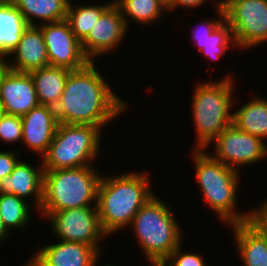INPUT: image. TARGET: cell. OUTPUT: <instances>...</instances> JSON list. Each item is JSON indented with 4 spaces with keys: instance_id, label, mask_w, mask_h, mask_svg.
<instances>
[{
    "instance_id": "39",
    "label": "cell",
    "mask_w": 267,
    "mask_h": 266,
    "mask_svg": "<svg viewBox=\"0 0 267 266\" xmlns=\"http://www.w3.org/2000/svg\"><path fill=\"white\" fill-rule=\"evenodd\" d=\"M98 264V260L95 262L94 266H96ZM103 266H116V265H103Z\"/></svg>"
},
{
    "instance_id": "27",
    "label": "cell",
    "mask_w": 267,
    "mask_h": 266,
    "mask_svg": "<svg viewBox=\"0 0 267 266\" xmlns=\"http://www.w3.org/2000/svg\"><path fill=\"white\" fill-rule=\"evenodd\" d=\"M0 139L10 144L22 141V118L5 114L0 120Z\"/></svg>"
},
{
    "instance_id": "25",
    "label": "cell",
    "mask_w": 267,
    "mask_h": 266,
    "mask_svg": "<svg viewBox=\"0 0 267 266\" xmlns=\"http://www.w3.org/2000/svg\"><path fill=\"white\" fill-rule=\"evenodd\" d=\"M30 208L28 201L14 194H0V217L10 233L13 228L21 230L29 225Z\"/></svg>"
},
{
    "instance_id": "22",
    "label": "cell",
    "mask_w": 267,
    "mask_h": 266,
    "mask_svg": "<svg viewBox=\"0 0 267 266\" xmlns=\"http://www.w3.org/2000/svg\"><path fill=\"white\" fill-rule=\"evenodd\" d=\"M28 26L14 4H0V58H8L18 46Z\"/></svg>"
},
{
    "instance_id": "35",
    "label": "cell",
    "mask_w": 267,
    "mask_h": 266,
    "mask_svg": "<svg viewBox=\"0 0 267 266\" xmlns=\"http://www.w3.org/2000/svg\"><path fill=\"white\" fill-rule=\"evenodd\" d=\"M6 60L0 58V79H1V75L4 72V70L7 68L6 66Z\"/></svg>"
},
{
    "instance_id": "31",
    "label": "cell",
    "mask_w": 267,
    "mask_h": 266,
    "mask_svg": "<svg viewBox=\"0 0 267 266\" xmlns=\"http://www.w3.org/2000/svg\"><path fill=\"white\" fill-rule=\"evenodd\" d=\"M257 208L250 210L249 221L256 228H267V198Z\"/></svg>"
},
{
    "instance_id": "10",
    "label": "cell",
    "mask_w": 267,
    "mask_h": 266,
    "mask_svg": "<svg viewBox=\"0 0 267 266\" xmlns=\"http://www.w3.org/2000/svg\"><path fill=\"white\" fill-rule=\"evenodd\" d=\"M211 144L215 148L211 156L238 171H241L239 167L252 166L267 157V143L234 124L223 130Z\"/></svg>"
},
{
    "instance_id": "5",
    "label": "cell",
    "mask_w": 267,
    "mask_h": 266,
    "mask_svg": "<svg viewBox=\"0 0 267 266\" xmlns=\"http://www.w3.org/2000/svg\"><path fill=\"white\" fill-rule=\"evenodd\" d=\"M94 169L91 165L44 170L42 202L38 212L96 206L97 190L102 175Z\"/></svg>"
},
{
    "instance_id": "26",
    "label": "cell",
    "mask_w": 267,
    "mask_h": 266,
    "mask_svg": "<svg viewBox=\"0 0 267 266\" xmlns=\"http://www.w3.org/2000/svg\"><path fill=\"white\" fill-rule=\"evenodd\" d=\"M231 45L232 49L237 47L232 28L223 20L207 37L200 53H203L206 58L219 60L228 51L227 49L231 48Z\"/></svg>"
},
{
    "instance_id": "16",
    "label": "cell",
    "mask_w": 267,
    "mask_h": 266,
    "mask_svg": "<svg viewBox=\"0 0 267 266\" xmlns=\"http://www.w3.org/2000/svg\"><path fill=\"white\" fill-rule=\"evenodd\" d=\"M37 168L21 159L15 165L11 174L0 180V194H14L26 201L34 197L33 203L38 212L42 202L43 164ZM28 197V198H27Z\"/></svg>"
},
{
    "instance_id": "28",
    "label": "cell",
    "mask_w": 267,
    "mask_h": 266,
    "mask_svg": "<svg viewBox=\"0 0 267 266\" xmlns=\"http://www.w3.org/2000/svg\"><path fill=\"white\" fill-rule=\"evenodd\" d=\"M214 2H216L215 6H216V11L217 18L216 19H211V20H207L204 22V20L199 23L200 27L197 29L195 28L191 34H192V40L195 41L193 43H196L195 45L197 46V48L199 49L198 51H200L202 49V45L204 44V42L206 41L207 37L213 32V30L224 20V11L222 6L219 4L218 0H214ZM220 17V18H219Z\"/></svg>"
},
{
    "instance_id": "15",
    "label": "cell",
    "mask_w": 267,
    "mask_h": 266,
    "mask_svg": "<svg viewBox=\"0 0 267 266\" xmlns=\"http://www.w3.org/2000/svg\"><path fill=\"white\" fill-rule=\"evenodd\" d=\"M21 118V142L41 159L47 153L59 124L55 108L39 104Z\"/></svg>"
},
{
    "instance_id": "38",
    "label": "cell",
    "mask_w": 267,
    "mask_h": 266,
    "mask_svg": "<svg viewBox=\"0 0 267 266\" xmlns=\"http://www.w3.org/2000/svg\"><path fill=\"white\" fill-rule=\"evenodd\" d=\"M15 0H0V4H13Z\"/></svg>"
},
{
    "instance_id": "6",
    "label": "cell",
    "mask_w": 267,
    "mask_h": 266,
    "mask_svg": "<svg viewBox=\"0 0 267 266\" xmlns=\"http://www.w3.org/2000/svg\"><path fill=\"white\" fill-rule=\"evenodd\" d=\"M174 215L172 208L154 195L132 219L129 226L146 260L166 259L183 243V231Z\"/></svg>"
},
{
    "instance_id": "30",
    "label": "cell",
    "mask_w": 267,
    "mask_h": 266,
    "mask_svg": "<svg viewBox=\"0 0 267 266\" xmlns=\"http://www.w3.org/2000/svg\"><path fill=\"white\" fill-rule=\"evenodd\" d=\"M16 151H1L0 150V180L7 177L13 171L15 165L18 163L20 156L18 157Z\"/></svg>"
},
{
    "instance_id": "1",
    "label": "cell",
    "mask_w": 267,
    "mask_h": 266,
    "mask_svg": "<svg viewBox=\"0 0 267 266\" xmlns=\"http://www.w3.org/2000/svg\"><path fill=\"white\" fill-rule=\"evenodd\" d=\"M94 63L90 61L85 67L70 71L55 106L59 123L94 125L103 129L129 110L128 103L117 97Z\"/></svg>"
},
{
    "instance_id": "8",
    "label": "cell",
    "mask_w": 267,
    "mask_h": 266,
    "mask_svg": "<svg viewBox=\"0 0 267 266\" xmlns=\"http://www.w3.org/2000/svg\"><path fill=\"white\" fill-rule=\"evenodd\" d=\"M241 50L267 42V0H218Z\"/></svg>"
},
{
    "instance_id": "20",
    "label": "cell",
    "mask_w": 267,
    "mask_h": 266,
    "mask_svg": "<svg viewBox=\"0 0 267 266\" xmlns=\"http://www.w3.org/2000/svg\"><path fill=\"white\" fill-rule=\"evenodd\" d=\"M69 3L70 0H15L13 4L29 26H39L66 19Z\"/></svg>"
},
{
    "instance_id": "29",
    "label": "cell",
    "mask_w": 267,
    "mask_h": 266,
    "mask_svg": "<svg viewBox=\"0 0 267 266\" xmlns=\"http://www.w3.org/2000/svg\"><path fill=\"white\" fill-rule=\"evenodd\" d=\"M181 243L172 253L166 258L172 266H209L197 253L184 252Z\"/></svg>"
},
{
    "instance_id": "32",
    "label": "cell",
    "mask_w": 267,
    "mask_h": 266,
    "mask_svg": "<svg viewBox=\"0 0 267 266\" xmlns=\"http://www.w3.org/2000/svg\"><path fill=\"white\" fill-rule=\"evenodd\" d=\"M206 1L208 0H165V6L167 8V11L171 12L173 10H176L178 7L184 8V9H191V8H200L202 5L206 4Z\"/></svg>"
},
{
    "instance_id": "24",
    "label": "cell",
    "mask_w": 267,
    "mask_h": 266,
    "mask_svg": "<svg viewBox=\"0 0 267 266\" xmlns=\"http://www.w3.org/2000/svg\"><path fill=\"white\" fill-rule=\"evenodd\" d=\"M112 3L113 1L96 5L84 4L83 6V4H81L79 6H74L75 4L70 0L66 20L72 32L80 42L88 36L99 17Z\"/></svg>"
},
{
    "instance_id": "4",
    "label": "cell",
    "mask_w": 267,
    "mask_h": 266,
    "mask_svg": "<svg viewBox=\"0 0 267 266\" xmlns=\"http://www.w3.org/2000/svg\"><path fill=\"white\" fill-rule=\"evenodd\" d=\"M234 79L230 73L219 81L195 85L191 104L196 132L194 149L206 150L223 130L233 124Z\"/></svg>"
},
{
    "instance_id": "37",
    "label": "cell",
    "mask_w": 267,
    "mask_h": 266,
    "mask_svg": "<svg viewBox=\"0 0 267 266\" xmlns=\"http://www.w3.org/2000/svg\"><path fill=\"white\" fill-rule=\"evenodd\" d=\"M4 115H5L4 107L2 103L0 102V120L2 119Z\"/></svg>"
},
{
    "instance_id": "33",
    "label": "cell",
    "mask_w": 267,
    "mask_h": 266,
    "mask_svg": "<svg viewBox=\"0 0 267 266\" xmlns=\"http://www.w3.org/2000/svg\"><path fill=\"white\" fill-rule=\"evenodd\" d=\"M150 266H172L167 259H150Z\"/></svg>"
},
{
    "instance_id": "34",
    "label": "cell",
    "mask_w": 267,
    "mask_h": 266,
    "mask_svg": "<svg viewBox=\"0 0 267 266\" xmlns=\"http://www.w3.org/2000/svg\"><path fill=\"white\" fill-rule=\"evenodd\" d=\"M9 231L6 229V227L3 224V221L0 217V242L5 241L9 235Z\"/></svg>"
},
{
    "instance_id": "18",
    "label": "cell",
    "mask_w": 267,
    "mask_h": 266,
    "mask_svg": "<svg viewBox=\"0 0 267 266\" xmlns=\"http://www.w3.org/2000/svg\"><path fill=\"white\" fill-rule=\"evenodd\" d=\"M244 266H267V240L250 222L229 225Z\"/></svg>"
},
{
    "instance_id": "7",
    "label": "cell",
    "mask_w": 267,
    "mask_h": 266,
    "mask_svg": "<svg viewBox=\"0 0 267 266\" xmlns=\"http://www.w3.org/2000/svg\"><path fill=\"white\" fill-rule=\"evenodd\" d=\"M102 131L94 125L59 123L47 153L41 158L43 170L94 165L100 153Z\"/></svg>"
},
{
    "instance_id": "13",
    "label": "cell",
    "mask_w": 267,
    "mask_h": 266,
    "mask_svg": "<svg viewBox=\"0 0 267 266\" xmlns=\"http://www.w3.org/2000/svg\"><path fill=\"white\" fill-rule=\"evenodd\" d=\"M100 254L90 245L59 240L38 248L24 266H94Z\"/></svg>"
},
{
    "instance_id": "2",
    "label": "cell",
    "mask_w": 267,
    "mask_h": 266,
    "mask_svg": "<svg viewBox=\"0 0 267 266\" xmlns=\"http://www.w3.org/2000/svg\"><path fill=\"white\" fill-rule=\"evenodd\" d=\"M148 175L147 171H132L101 176L96 206L102 230L109 237L128 228L139 209L155 195Z\"/></svg>"
},
{
    "instance_id": "3",
    "label": "cell",
    "mask_w": 267,
    "mask_h": 266,
    "mask_svg": "<svg viewBox=\"0 0 267 266\" xmlns=\"http://www.w3.org/2000/svg\"><path fill=\"white\" fill-rule=\"evenodd\" d=\"M195 178L202 197L212 211L226 225L249 221L250 212L236 209L240 171L214 159L205 150L192 151Z\"/></svg>"
},
{
    "instance_id": "23",
    "label": "cell",
    "mask_w": 267,
    "mask_h": 266,
    "mask_svg": "<svg viewBox=\"0 0 267 266\" xmlns=\"http://www.w3.org/2000/svg\"><path fill=\"white\" fill-rule=\"evenodd\" d=\"M127 26L129 21L140 25H150L168 12L163 0H116Z\"/></svg>"
},
{
    "instance_id": "14",
    "label": "cell",
    "mask_w": 267,
    "mask_h": 266,
    "mask_svg": "<svg viewBox=\"0 0 267 266\" xmlns=\"http://www.w3.org/2000/svg\"><path fill=\"white\" fill-rule=\"evenodd\" d=\"M0 102L5 114L23 116L39 105L29 73L6 68L0 79Z\"/></svg>"
},
{
    "instance_id": "17",
    "label": "cell",
    "mask_w": 267,
    "mask_h": 266,
    "mask_svg": "<svg viewBox=\"0 0 267 266\" xmlns=\"http://www.w3.org/2000/svg\"><path fill=\"white\" fill-rule=\"evenodd\" d=\"M10 56L14 60L10 63L9 60L5 62L7 68L13 71L29 73L50 66L41 28L28 26Z\"/></svg>"
},
{
    "instance_id": "36",
    "label": "cell",
    "mask_w": 267,
    "mask_h": 266,
    "mask_svg": "<svg viewBox=\"0 0 267 266\" xmlns=\"http://www.w3.org/2000/svg\"><path fill=\"white\" fill-rule=\"evenodd\" d=\"M267 240V228H257Z\"/></svg>"
},
{
    "instance_id": "21",
    "label": "cell",
    "mask_w": 267,
    "mask_h": 266,
    "mask_svg": "<svg viewBox=\"0 0 267 266\" xmlns=\"http://www.w3.org/2000/svg\"><path fill=\"white\" fill-rule=\"evenodd\" d=\"M233 112L234 125L267 143V98H252Z\"/></svg>"
},
{
    "instance_id": "19",
    "label": "cell",
    "mask_w": 267,
    "mask_h": 266,
    "mask_svg": "<svg viewBox=\"0 0 267 266\" xmlns=\"http://www.w3.org/2000/svg\"><path fill=\"white\" fill-rule=\"evenodd\" d=\"M70 71L63 67L48 66L29 72L33 79L40 105H48L55 108L60 100Z\"/></svg>"
},
{
    "instance_id": "11",
    "label": "cell",
    "mask_w": 267,
    "mask_h": 266,
    "mask_svg": "<svg viewBox=\"0 0 267 266\" xmlns=\"http://www.w3.org/2000/svg\"><path fill=\"white\" fill-rule=\"evenodd\" d=\"M39 27L42 30L50 66L79 70L90 62L66 19L40 24Z\"/></svg>"
},
{
    "instance_id": "12",
    "label": "cell",
    "mask_w": 267,
    "mask_h": 266,
    "mask_svg": "<svg viewBox=\"0 0 267 266\" xmlns=\"http://www.w3.org/2000/svg\"><path fill=\"white\" fill-rule=\"evenodd\" d=\"M127 26L118 6L113 2L99 17L88 36L81 42L85 56L92 62L122 44Z\"/></svg>"
},
{
    "instance_id": "9",
    "label": "cell",
    "mask_w": 267,
    "mask_h": 266,
    "mask_svg": "<svg viewBox=\"0 0 267 266\" xmlns=\"http://www.w3.org/2000/svg\"><path fill=\"white\" fill-rule=\"evenodd\" d=\"M38 213L51 221L53 235L59 240L87 244L102 252L101 241L108 235L102 230L97 206Z\"/></svg>"
}]
</instances>
